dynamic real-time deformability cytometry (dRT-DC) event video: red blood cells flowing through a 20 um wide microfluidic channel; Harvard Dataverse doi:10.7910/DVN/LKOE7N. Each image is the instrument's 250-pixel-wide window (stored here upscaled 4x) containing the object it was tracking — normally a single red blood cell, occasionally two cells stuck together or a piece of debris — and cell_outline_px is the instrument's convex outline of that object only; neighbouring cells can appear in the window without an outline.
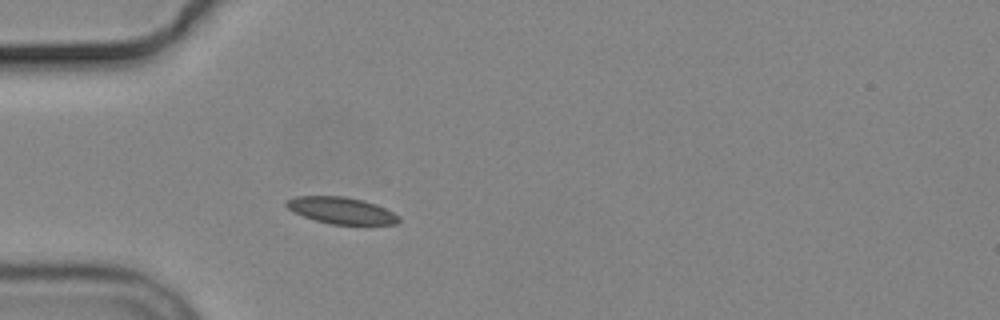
{"species": "common noctule bat (a hibernating species)", "species_latin": "Nyctalus noctula", "temperature_condition": "cold", "stored_images_in_passage": 4, "camera_frame_rate_fps": 3000, "um_per_image_px": 0.085, "animal": {"sex": "male", "body_mass_g": 19.2, "forearm_length_mm": 51.8}, "frame": {"image": 1, "passage_image": 4, "time_ms": 3.333, "image_size_px": [1000, 320], "cell_outline_px": [[400, 220], [396, 224], [332, 224], [316, 220], [292, 212], [284, 204], [288, 200], [296, 196], [344, 196], [364, 200], [376, 204], [400, 216]], "centroid_in_image_um": [29.01, 17.88], "position_along_channel_um": 56.0, "area_um2": 17.34}}